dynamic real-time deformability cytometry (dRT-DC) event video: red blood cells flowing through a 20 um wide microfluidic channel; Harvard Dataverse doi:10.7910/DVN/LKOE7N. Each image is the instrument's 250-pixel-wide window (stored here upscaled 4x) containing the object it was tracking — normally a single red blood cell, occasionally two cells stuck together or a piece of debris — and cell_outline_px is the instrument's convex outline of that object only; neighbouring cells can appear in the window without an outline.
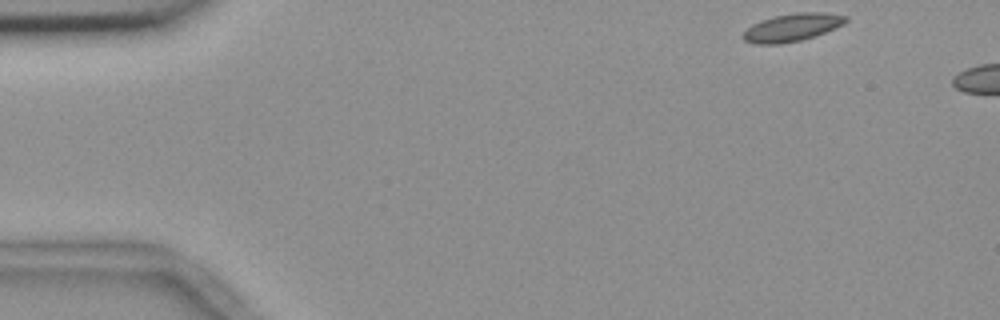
{"species": "common noctule bat (a hibernating species)", "species_latin": "Nyctalus noctula", "temperature_condition": "room temperature", "stored_images_in_passage": 46, "camera_frame_rate_fps": 3000, "um_per_image_px": 0.085, "animal": {"sex": "female", "body_mass_g": 18.4}, "frame": {"image": 1, "passage_image": 1, "time_ms": 0.0, "image_size_px": [1000, 320], "cell_outline_px": [[848, 20], [844, 24], [816, 36], [800, 40], [780, 44], [756, 44], [744, 40], [740, 36], [752, 24], [776, 16], [796, 12], [824, 12], [848, 16]], "centroid_in_image_um": [67.36, 2.33], "position_along_channel_um": 17.6, "area_um2": 16.59}}
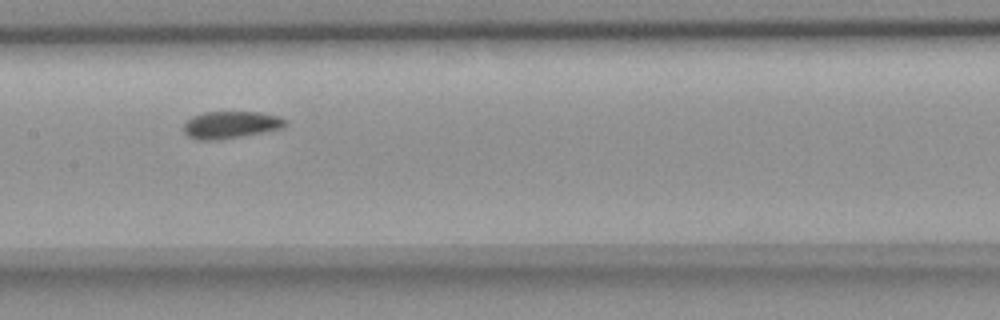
{"frame": {"image": 2, "passage_image": 23, "time_ms": 7.333, "image_size_px": [1000, 320], "cell_outline_px": [[288, 120], [280, 128], [240, 136], [216, 140], [196, 140], [188, 136], [184, 132], [184, 124], [192, 116], [204, 112], [260, 112], [280, 116]], "centroid_in_image_um": [19.57, 10.6], "position_along_channel_um": 187.8, "area_um2": 15.9}}
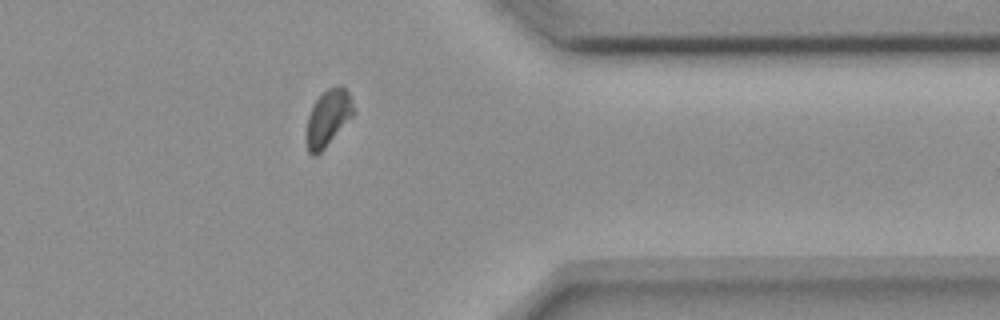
{"frame": {"image": 3, "passage_image": 40, "time_ms": 13.0, "image_size_px": [1000, 320], "cell_outline_px": [[356, 112], [324, 148], [316, 156], [312, 156], [308, 152], [308, 116], [312, 104], [328, 88], [344, 88], [352, 96]], "centroid_in_image_um": [27.92, 10.01], "position_along_channel_um": 383.5, "area_um2": 15.03}}